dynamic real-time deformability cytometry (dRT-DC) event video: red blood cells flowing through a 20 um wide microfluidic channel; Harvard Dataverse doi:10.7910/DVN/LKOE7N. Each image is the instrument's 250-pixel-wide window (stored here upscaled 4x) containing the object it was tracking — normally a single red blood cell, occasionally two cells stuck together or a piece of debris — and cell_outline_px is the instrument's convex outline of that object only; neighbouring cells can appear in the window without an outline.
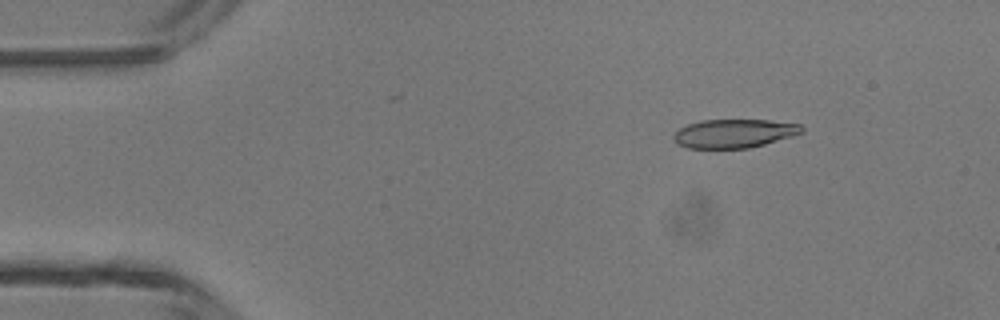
{"species": "common noctule bat (a hibernating species)", "species_latin": "Nyctalus noctula", "temperature_condition": "room temperature", "stored_images_in_passage": 41, "camera_frame_rate_fps": 3000, "um_per_image_px": 0.085, "animal": {"sex": "male", "body_mass_g": 13.3}, "frame": {"image": 1, "passage_image": 1, "time_ms": 0.0, "image_size_px": [1000, 320], "cell_outline_px": [[804, 132], [792, 136], [764, 144], [748, 148], [688, 148], [676, 144], [672, 136], [680, 128], [688, 124], [700, 120], [768, 120], [800, 124], [804, 128]], "centroid_in_image_um": [62.39, 11.34], "position_along_channel_um": 22.6, "area_um2": 21.39}}
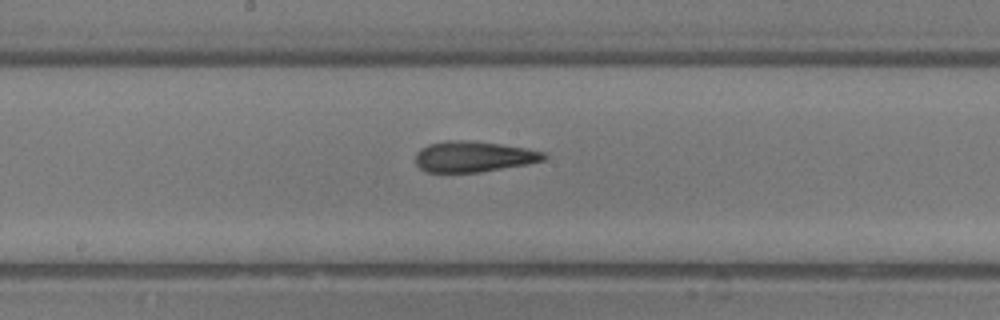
{"frame": {"image": 2, "passage_image": 19, "time_ms": 6.0, "image_size_px": [1000, 320], "cell_outline_px": [[548, 156], [544, 160], [528, 164], [480, 172], [424, 172], [416, 164], [416, 152], [420, 148], [428, 144], [444, 140], [472, 140], [528, 148], [548, 152]], "centroid_in_image_um": [40.27, 13.3], "position_along_channel_um": 207.9, "area_um2": 23.41}}
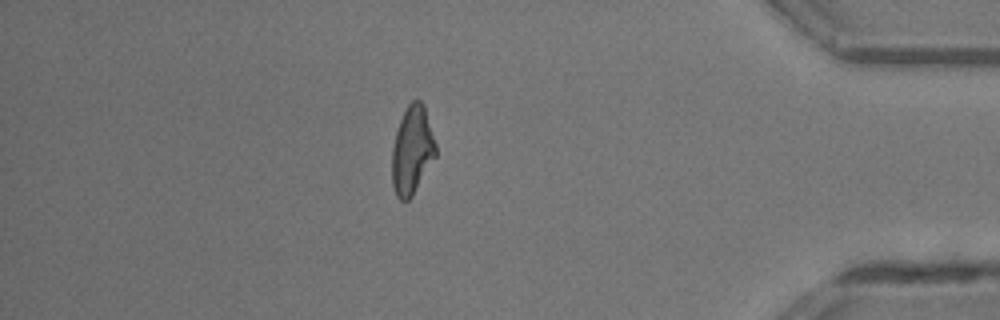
{"frame": {"image": 3, "passage_image": 35, "time_ms": 11.333, "image_size_px": [1000, 320], "cell_outline_px": [[436, 156], [412, 196], [408, 200], [400, 200], [396, 196], [392, 184], [392, 148], [396, 132], [400, 120], [408, 104], [412, 100], [420, 100], [424, 104], [436, 144]], "centroid_in_image_um": [35.03, 12.77], "position_along_channel_um": 400.2, "area_um2": 22.43}, "authors_computed_cell_mechanics": {"area_um2": 22.831, "velocity_mm_per_s": 4.3736, "shape_relaxation_time_tau1_ms": null, "shape_relaxation_time_tau2_ms": 2.9641, "deformation_change_tau1": null, "deformation_change_tau2": 0.1419}}